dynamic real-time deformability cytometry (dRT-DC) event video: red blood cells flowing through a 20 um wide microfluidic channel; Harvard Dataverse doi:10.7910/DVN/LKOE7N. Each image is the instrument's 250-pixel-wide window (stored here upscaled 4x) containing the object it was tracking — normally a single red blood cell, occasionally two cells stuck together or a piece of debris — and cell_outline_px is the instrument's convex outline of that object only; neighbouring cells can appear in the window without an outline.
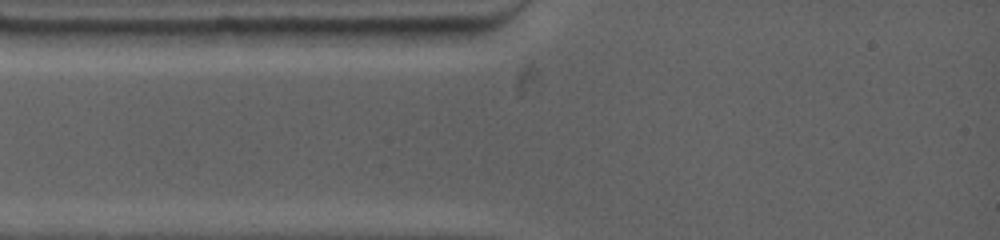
{"species": "common noctule bat (a hibernating species)", "species_latin": "Nyctalus noctula", "temperature_condition": "warm", "stored_images_in_passage": 2, "segment_of_instrument_passage": [1, 2], "camera_frame_rate_fps": 4500, "um_per_image_px": 0.085, "animal": {"sex": "female", "body_mass_g": 19.0, "forearm_length_mm": 53.3}, "frame": {"image": 1, "passage_image": 1, "time_ms": 0.0, "image_size_px": [1000, 240], "cell_outline_px": [[344, 32], [336, 44], [308, 48], [208, 44], [192, 32], [220, 28], [344, 28]], "centroid_in_image_um": [23.16, 3.13], "position_along_channel_um": 61.8, "area_um2": 17.98}}